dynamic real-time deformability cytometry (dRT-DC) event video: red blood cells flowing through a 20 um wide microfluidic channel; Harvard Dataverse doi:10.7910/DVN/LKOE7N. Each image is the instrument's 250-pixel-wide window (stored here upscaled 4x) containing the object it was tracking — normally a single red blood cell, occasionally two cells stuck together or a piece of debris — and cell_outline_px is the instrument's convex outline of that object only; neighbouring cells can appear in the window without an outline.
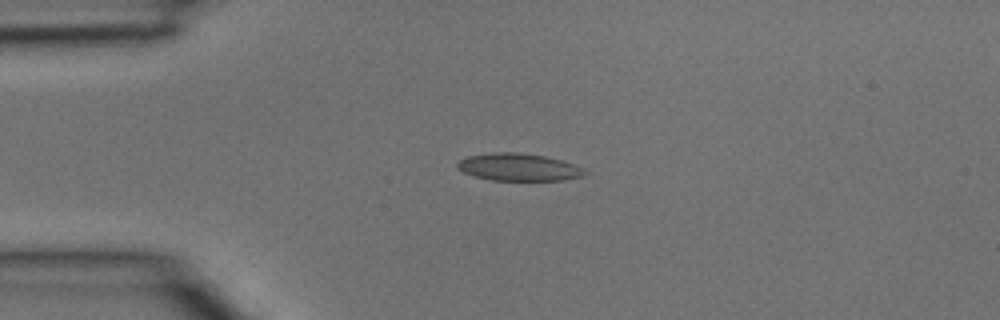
{"species": "common noctule bat (a hibernating species)", "species_latin": "Nyctalus noctula", "temperature_condition": "room temperature", "stored_images_in_passage": 36, "camera_frame_rate_fps": 3000, "um_per_image_px": 0.085, "animal": {"sex": "male", "body_mass_g": 15.6}, "frame": {"image": 1, "passage_image": 6, "time_ms": 1.667, "image_size_px": [1000, 320], "cell_outline_px": [[588, 172], [584, 176], [560, 180], [492, 180], [476, 176], [464, 172], [456, 168], [456, 164], [460, 160], [468, 156], [492, 152], [516, 152], [544, 156], [560, 160], [584, 168]], "centroid_in_image_um": [44.08, 14.2], "position_along_channel_um": 40.9, "area_um2": 20.17}}
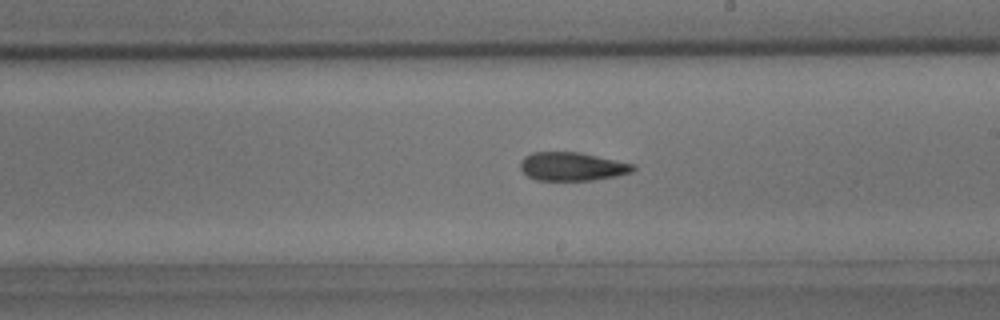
{"frame": {"image": 2, "passage_image": 19, "time_ms": 6.0, "image_size_px": [1000, 320], "cell_outline_px": [[636, 168], [632, 172], [616, 176], [592, 180], [536, 180], [528, 176], [520, 168], [520, 160], [524, 156], [532, 152], [580, 152], [632, 164]], "centroid_in_image_um": [48.59, 14.15], "position_along_channel_um": 240.4, "area_um2": 18.61}}
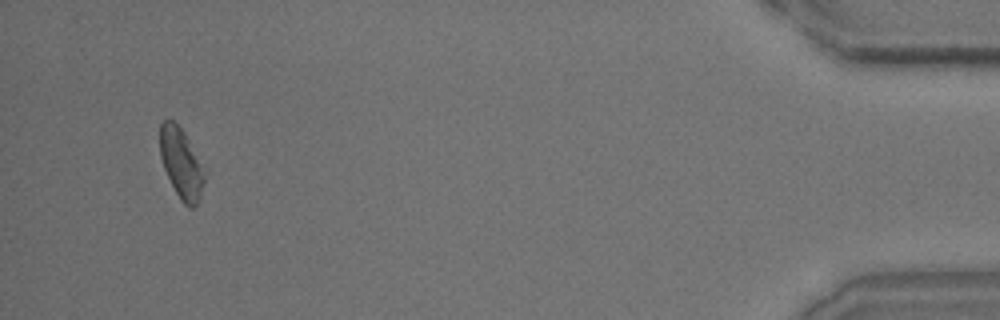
{"frame": {"image": 3, "passage_image": 34, "time_ms": 11.0, "image_size_px": [1000, 320], "cell_outline_px": [[208, 168], [200, 196], [196, 204], [192, 208], [188, 208], [180, 200], [164, 168], [160, 156], [160, 124], [164, 120], [172, 120], [184, 132]], "centroid_in_image_um": [15.46, 13.88], "position_along_channel_um": 419.7, "area_um2": 18.61}}